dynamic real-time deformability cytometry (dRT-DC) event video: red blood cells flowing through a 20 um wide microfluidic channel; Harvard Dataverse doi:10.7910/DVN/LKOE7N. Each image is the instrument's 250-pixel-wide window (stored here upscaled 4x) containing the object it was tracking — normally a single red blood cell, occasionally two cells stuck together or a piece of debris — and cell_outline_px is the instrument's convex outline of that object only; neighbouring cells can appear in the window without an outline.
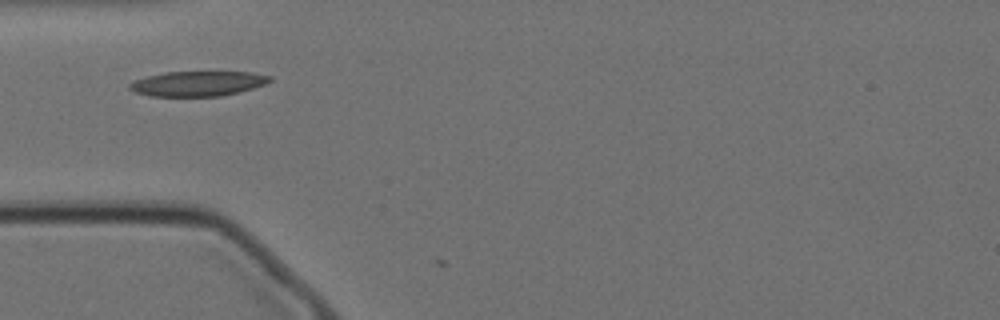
{"species": "Egyptian fruit bat (a non-hibernating species)", "species_latin": "Rousettus aegyptiacus", "temperature_condition": "cold", "stored_images_in_passage": 4, "camera_frame_rate_fps": 3000, "um_per_image_px": 0.085, "animal": {"sex": "female"}, "frame": {"image": 1, "passage_image": 2, "time_ms": 0.333, "image_size_px": [1000, 320], "cell_outline_px": [[272, 80], [264, 84], [240, 92], [220, 96], [152, 96], [136, 92], [128, 88], [128, 84], [136, 80], [148, 76], [164, 72], [252, 72], [272, 76]], "centroid_in_image_um": [16.83, 7.1], "position_along_channel_um": 68.2, "area_um2": 20.29}}